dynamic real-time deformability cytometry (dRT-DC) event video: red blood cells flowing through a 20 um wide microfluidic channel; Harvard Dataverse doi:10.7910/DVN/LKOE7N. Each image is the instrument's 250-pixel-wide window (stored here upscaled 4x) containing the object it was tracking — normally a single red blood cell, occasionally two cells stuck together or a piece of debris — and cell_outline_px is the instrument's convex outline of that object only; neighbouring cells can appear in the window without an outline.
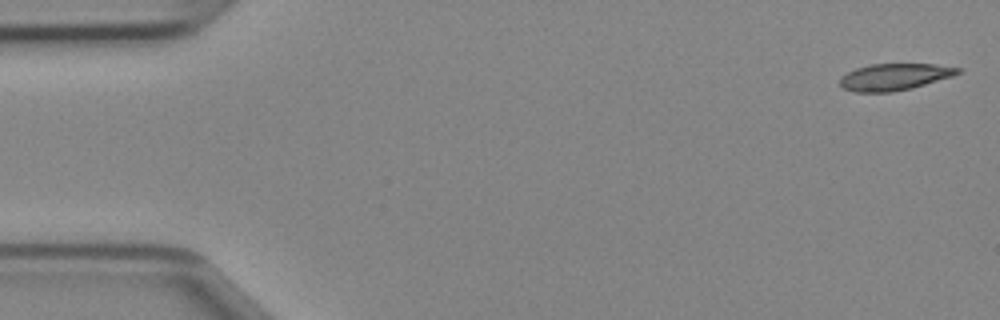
{"species": "Egyptian fruit bat (a non-hibernating species)", "species_latin": "Rousettus aegyptiacus", "temperature_condition": "cold", "stored_images_in_passage": 46, "camera_frame_rate_fps": 3000, "um_per_image_px": 0.085, "animal": {"sex": "female"}, "frame": {"image": 1, "passage_image": 1, "time_ms": 0.0, "image_size_px": [1000, 320], "cell_outline_px": [[964, 68], [960, 72], [952, 76], [912, 88], [892, 92], [856, 92], [844, 88], [840, 84], [840, 76], [856, 68], [868, 64], [936, 64]], "centroid_in_image_um": [76.04, 6.52], "position_along_channel_um": 9.0, "area_um2": 18.38}}
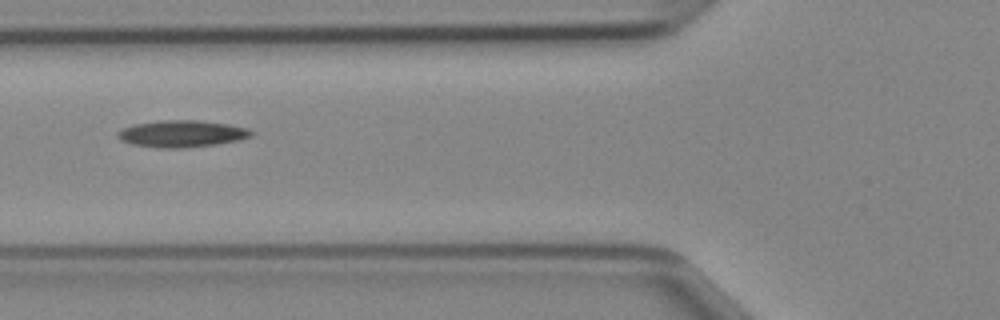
{"frame": {"image": 2, "passage_image": 17, "time_ms": 5.333, "image_size_px": [1000, 320], "cell_outline_px": [[256, 132], [252, 136], [240, 140], [216, 144], [184, 148], [160, 148], [132, 144], [120, 140], [116, 136], [116, 132], [124, 128], [136, 124], [160, 120], [200, 120], [228, 124], [248, 128]], "centroid_in_image_um": [15.49, 11.37], "position_along_channel_um": 110.3, "area_um2": 21.04}}
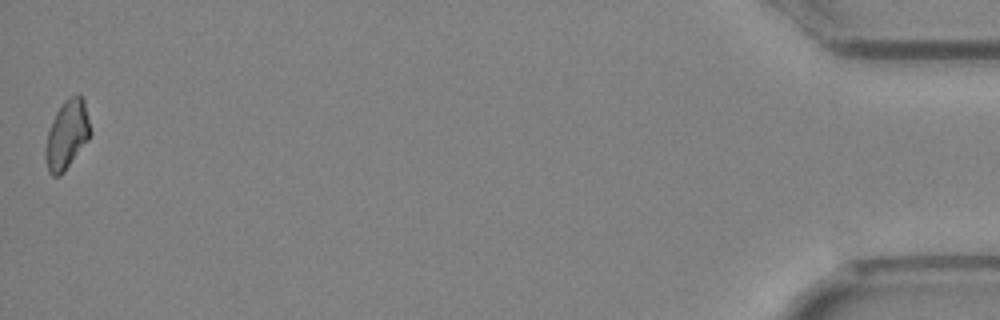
{"frame": {"image": 3, "passage_image": 46, "time_ms": 15.0, "image_size_px": [1000, 320], "cell_outline_px": [[92, 132], [88, 140], [64, 172], [60, 176], [52, 176], [48, 172], [44, 160], [44, 152], [48, 132], [52, 120], [56, 112], [64, 100], [68, 96], [76, 92], [80, 92], [84, 100]], "centroid_in_image_um": [5.68, 11.43], "position_along_channel_um": 429.5, "area_um2": 18.38}}